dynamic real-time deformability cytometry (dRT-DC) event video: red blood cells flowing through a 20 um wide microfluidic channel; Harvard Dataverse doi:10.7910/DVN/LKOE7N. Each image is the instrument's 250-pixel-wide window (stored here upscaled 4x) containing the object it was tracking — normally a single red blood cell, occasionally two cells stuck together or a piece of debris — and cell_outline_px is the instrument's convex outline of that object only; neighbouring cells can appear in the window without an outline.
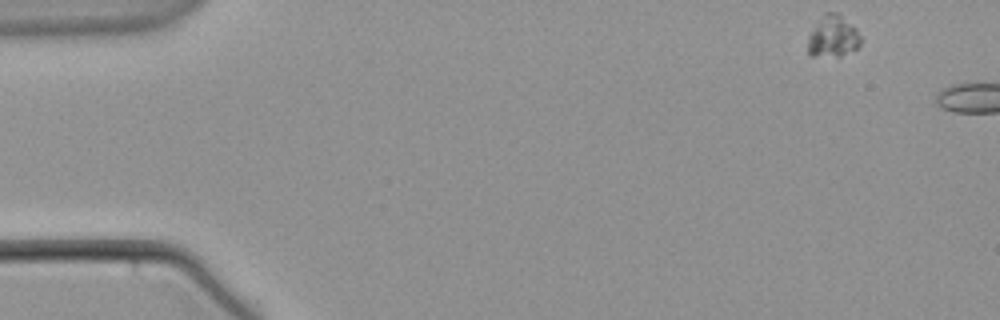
{"species": "common noctule bat (a hibernating species)", "species_latin": "Nyctalus noctula", "temperature_condition": "warm", "stored_images_in_passage": 15, "camera_frame_rate_fps": 3000, "um_per_image_px": 0.085, "animal": {"sex": "male", "body_mass_g": 21.5, "forearm_length_mm": 52.0}, "frame": {"image": 1, "passage_image": 1, "time_ms": 0.0, "image_size_px": [1000, 320], "cell_outline_px": [[860, 44], [856, 48], [840, 56], [812, 56], [808, 52], [808, 36], [824, 12], [840, 12], [856, 28], [860, 36]], "centroid_in_image_um": [70.8, 3.07], "position_along_channel_um": 14.2, "area_um2": 12.83}}